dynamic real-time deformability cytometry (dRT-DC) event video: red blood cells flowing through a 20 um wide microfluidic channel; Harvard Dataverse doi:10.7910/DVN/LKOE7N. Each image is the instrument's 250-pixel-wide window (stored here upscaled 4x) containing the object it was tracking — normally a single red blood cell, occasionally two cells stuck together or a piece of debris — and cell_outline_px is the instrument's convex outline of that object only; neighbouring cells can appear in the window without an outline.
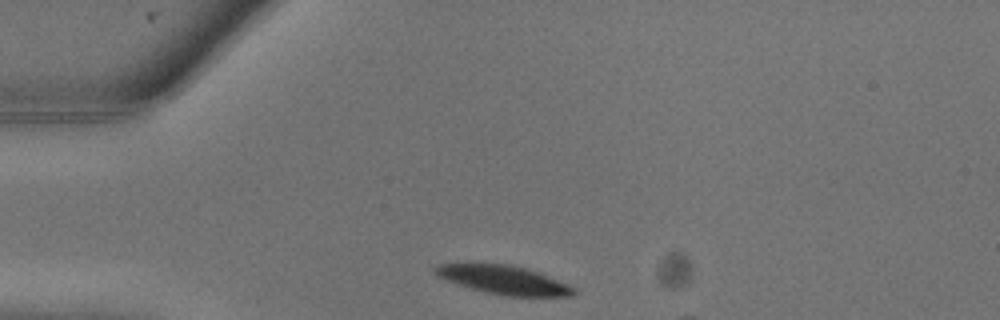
{"species": "common noctule bat (a hibernating species)", "species_latin": "Nyctalus noctula", "temperature_condition": "warm", "stored_images_in_passage": 3, "camera_frame_rate_fps": 3000, "um_per_image_px": 0.085, "animal": {"sex": "male", "body_mass_g": 13.3}, "frame": {"image": 1, "passage_image": 1, "time_ms": 0.0, "image_size_px": [1000, 320], "cell_outline_px": [[576, 292], [572, 296], [508, 296], [488, 292], [472, 288], [448, 280], [440, 276], [436, 272], [436, 268], [440, 264], [512, 264], [548, 276], [568, 284], [576, 288]], "centroid_in_image_um": [42.92, 23.8], "position_along_channel_um": 42.1, "area_um2": 22.37}}